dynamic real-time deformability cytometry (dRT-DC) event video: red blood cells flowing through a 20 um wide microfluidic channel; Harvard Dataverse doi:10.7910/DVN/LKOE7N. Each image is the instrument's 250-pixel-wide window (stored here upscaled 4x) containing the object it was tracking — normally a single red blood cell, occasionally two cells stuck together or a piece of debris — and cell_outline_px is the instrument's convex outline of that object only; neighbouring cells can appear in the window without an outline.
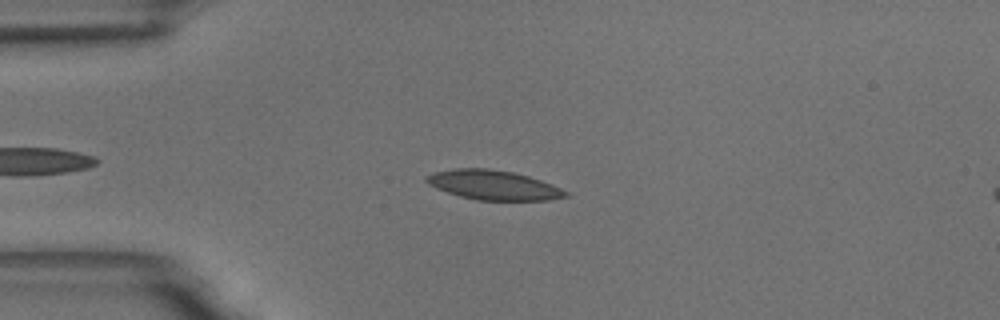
{"species": "common noctule bat (a hibernating species)", "species_latin": "Nyctalus noctula", "temperature_condition": "room temperature", "stored_images_in_passage": 46, "camera_frame_rate_fps": 3000, "um_per_image_px": 0.085, "animal": {"sex": "male", "body_mass_g": 18.8}, "frame": {"image": 1, "passage_image": 9, "time_ms": 2.667, "image_size_px": [1000, 320], "cell_outline_px": [[568, 196], [548, 200], [476, 200], [460, 196], [436, 188], [428, 184], [424, 180], [424, 176], [432, 172], [456, 168], [488, 168], [512, 172], [528, 176], [552, 184], [568, 192]], "centroid_in_image_um": [41.9, 15.72], "position_along_channel_um": 43.1, "area_um2": 23.93}}
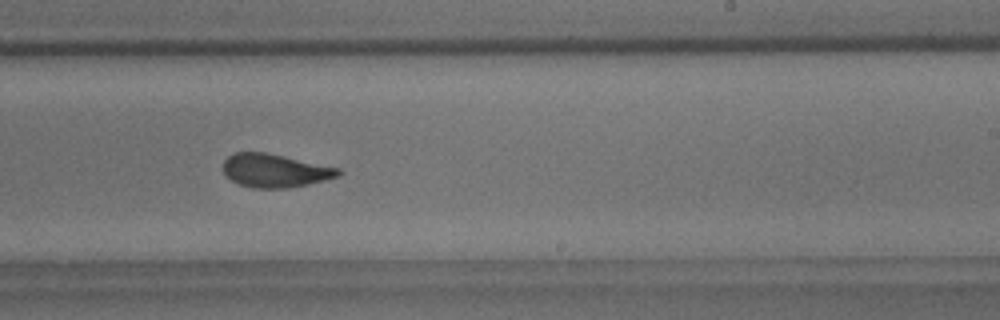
{"frame": {"image": 2, "passage_image": 29, "time_ms": 9.333, "image_size_px": [1000, 320], "cell_outline_px": [[344, 172], [340, 176], [308, 184], [288, 188], [252, 188], [240, 184], [232, 180], [224, 172], [224, 160], [228, 156], [236, 152], [264, 152], [284, 156], [340, 168]], "centroid_in_image_um": [23.41, 14.5], "position_along_channel_um": 265.6, "area_um2": 22.31}}
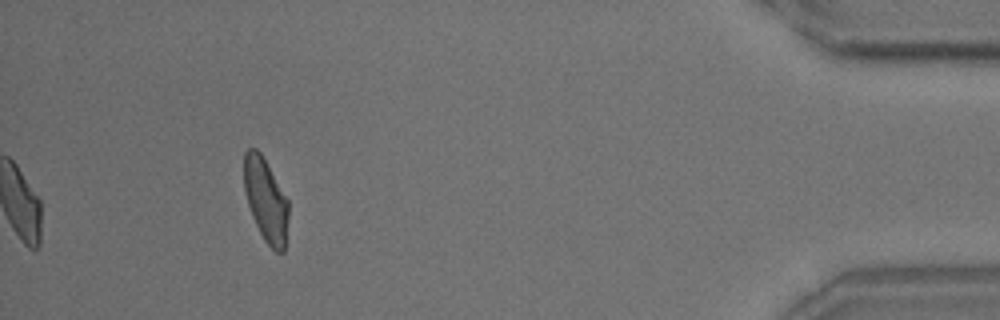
{"frame": {"image": 3, "passage_image": 46, "time_ms": 15.0, "image_size_px": [1000, 320], "cell_outline_px": [[288, 220], [284, 252], [276, 252], [264, 240], [252, 216], [244, 192], [244, 152], [248, 148], [256, 148], [260, 152], [288, 200]], "centroid_in_image_um": [22.58, 17.0], "position_along_channel_um": 412.6, "area_um2": 21.44}, "authors_computed_cell_mechanics": {"area_um2": 23.0333, "velocity_mm_per_s": 3.6682, "shape_relaxation_time_tau1_ms": 4.2975, "shape_relaxation_time_tau2_ms": 1.5724, "deformation_change_tau1": 0.1339, "deformation_change_tau2": 0.0716}}